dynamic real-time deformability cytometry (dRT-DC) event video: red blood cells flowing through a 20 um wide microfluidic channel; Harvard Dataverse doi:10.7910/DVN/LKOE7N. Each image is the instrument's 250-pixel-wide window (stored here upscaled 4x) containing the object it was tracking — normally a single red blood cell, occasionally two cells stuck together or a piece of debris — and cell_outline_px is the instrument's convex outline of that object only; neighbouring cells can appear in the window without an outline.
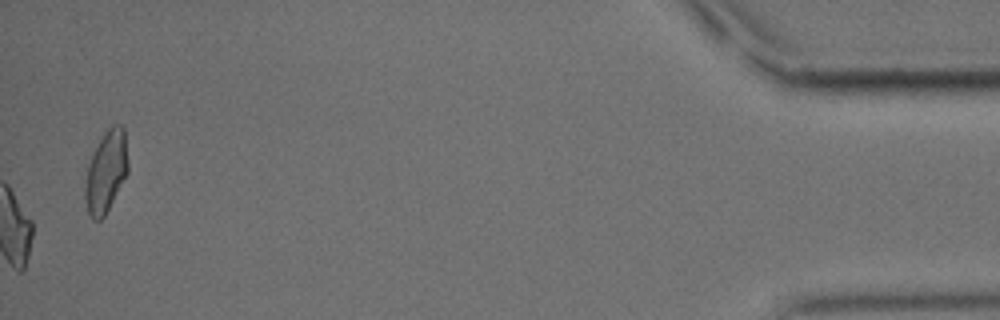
{"species": "common noctule bat (a hibernating species)", "species_latin": "Nyctalus noctula", "temperature_condition": "cold", "stored_images_in_passage": 56, "camera_frame_rate_fps": 3000, "um_per_image_px": 0.085, "animal": {"sex": "male", "body_mass_g": 15.6}, "frame": {"image": 1, "passage_image": 56, "time_ms": 18.333, "image_size_px": [1000, 320], "cell_outline_px": [[128, 172], [104, 216], [100, 220], [92, 220], [88, 212], [84, 200], [84, 188], [88, 164], [104, 132], [112, 124], [120, 124], [124, 128], [128, 160]], "centroid_in_image_um": [9.01, 14.59], "position_along_channel_um": 426.2, "area_um2": 20.29}, "authors_computed_cell_mechanics": {"area_um2": 19.5653, "velocity_mm_per_s": 3.6451, "shape_relaxation_time_tau1_ms": 7.7058, "shape_relaxation_time_tau2_ms": null, "deformation_change_tau1": 0.1778, "deformation_change_tau2": null}}